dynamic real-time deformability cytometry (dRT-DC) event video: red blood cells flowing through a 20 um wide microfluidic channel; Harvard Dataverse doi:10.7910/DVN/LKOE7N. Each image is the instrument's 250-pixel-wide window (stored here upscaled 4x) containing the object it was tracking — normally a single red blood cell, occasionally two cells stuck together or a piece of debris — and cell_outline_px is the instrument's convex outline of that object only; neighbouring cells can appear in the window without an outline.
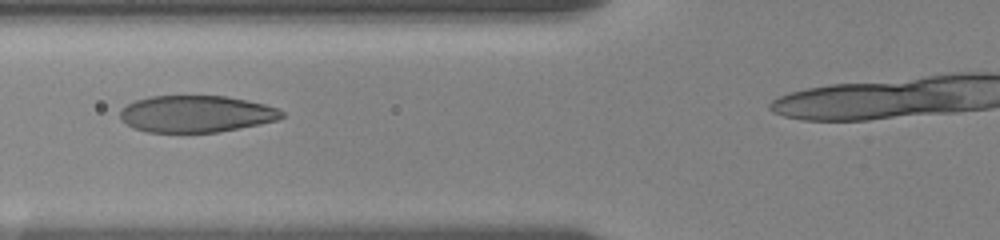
{"species": "human", "species_latin": "Homo sapiens", "temperature_condition": "room temperature", "stored_images_in_passage": 13, "camera_frame_rate_fps": 3000, "um_per_image_px": 0.085, "donor": {"sex": "female"}, "frame": {"image": 1, "passage_image": 4, "time_ms": 3.667, "image_size_px": [1000, 240], "cell_outline_px": [[284, 116], [276, 120], [260, 124], [220, 132], [148, 132], [132, 128], [120, 120], [120, 112], [128, 104], [136, 100], [148, 96], [224, 96], [264, 104], [276, 108], [284, 112]], "centroid_in_image_um": [16.65, 9.69], "position_along_channel_um": 109.2, "area_um2": 34.56}}
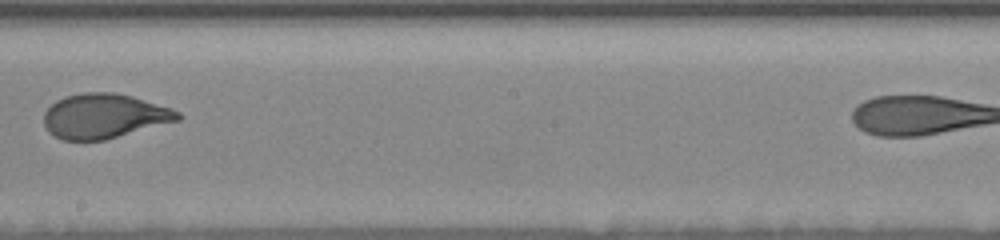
{"frame": {"image": 2, "passage_image": 7, "time_ms": 7.333, "image_size_px": [1000, 240], "cell_outline_px": [[184, 116], [180, 120], [104, 140], [64, 140], [48, 132], [44, 124], [44, 112], [56, 100], [64, 96], [84, 92], [112, 92], [132, 96], [172, 108], [180, 112]], "centroid_in_image_um": [8.87, 9.86], "position_along_channel_um": 239.3, "area_um2": 34.91}}
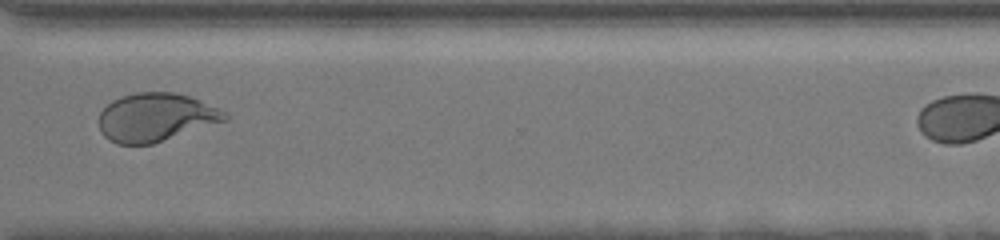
{"frame": {"image": 3, "passage_image": 10, "time_ms": 10.667, "image_size_px": [1000, 240], "cell_outline_px": [[228, 120], [152, 144], [116, 144], [108, 140], [100, 132], [100, 112], [112, 100], [120, 96], [136, 92], [172, 92], [188, 96], [200, 100], [220, 108], [228, 116]], "centroid_in_image_um": [13.23, 9.97], "position_along_channel_um": 357.4, "area_um2": 35.49}, "authors_computed_cell_mechanics": {"area_um2": 35.4314, "velocity_mm_per_s": 3.5497, "shape_relaxation_time_tau1_ms": 3.3998, "shape_relaxation_time_tau2_ms": null, "deformation_change_tau1": 0.1577, "deformation_change_tau2": null}}